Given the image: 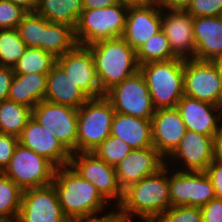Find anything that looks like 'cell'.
Returning a JSON list of instances; mask_svg holds the SVG:
<instances>
[{"mask_svg": "<svg viewBox=\"0 0 222 222\" xmlns=\"http://www.w3.org/2000/svg\"><path fill=\"white\" fill-rule=\"evenodd\" d=\"M52 184L57 191L62 211L70 222H92L115 213L113 209L107 211V214H101L111 204L70 165L56 168ZM99 214L101 216H97Z\"/></svg>", "mask_w": 222, "mask_h": 222, "instance_id": "1", "label": "cell"}, {"mask_svg": "<svg viewBox=\"0 0 222 222\" xmlns=\"http://www.w3.org/2000/svg\"><path fill=\"white\" fill-rule=\"evenodd\" d=\"M169 192L168 165L165 164L156 173L124 189L115 213L132 221L133 216H138L142 221L152 222L171 207Z\"/></svg>", "mask_w": 222, "mask_h": 222, "instance_id": "2", "label": "cell"}, {"mask_svg": "<svg viewBox=\"0 0 222 222\" xmlns=\"http://www.w3.org/2000/svg\"><path fill=\"white\" fill-rule=\"evenodd\" d=\"M87 47L93 55L103 95L139 70L135 49L122 37L102 40Z\"/></svg>", "mask_w": 222, "mask_h": 222, "instance_id": "3", "label": "cell"}, {"mask_svg": "<svg viewBox=\"0 0 222 222\" xmlns=\"http://www.w3.org/2000/svg\"><path fill=\"white\" fill-rule=\"evenodd\" d=\"M152 104L157 109L175 108L184 95V59L149 62L139 65Z\"/></svg>", "mask_w": 222, "mask_h": 222, "instance_id": "4", "label": "cell"}, {"mask_svg": "<svg viewBox=\"0 0 222 222\" xmlns=\"http://www.w3.org/2000/svg\"><path fill=\"white\" fill-rule=\"evenodd\" d=\"M128 8L121 3L98 9H83L75 28L78 45L89 46L96 42L122 37Z\"/></svg>", "mask_w": 222, "mask_h": 222, "instance_id": "5", "label": "cell"}, {"mask_svg": "<svg viewBox=\"0 0 222 222\" xmlns=\"http://www.w3.org/2000/svg\"><path fill=\"white\" fill-rule=\"evenodd\" d=\"M115 113L105 96L89 98L78 109L76 152H92L109 137Z\"/></svg>", "mask_w": 222, "mask_h": 222, "instance_id": "6", "label": "cell"}, {"mask_svg": "<svg viewBox=\"0 0 222 222\" xmlns=\"http://www.w3.org/2000/svg\"><path fill=\"white\" fill-rule=\"evenodd\" d=\"M55 170L49 160L18 143L2 173L24 191L52 184Z\"/></svg>", "mask_w": 222, "mask_h": 222, "instance_id": "7", "label": "cell"}, {"mask_svg": "<svg viewBox=\"0 0 222 222\" xmlns=\"http://www.w3.org/2000/svg\"><path fill=\"white\" fill-rule=\"evenodd\" d=\"M115 112L142 119H151L155 113L145 79L138 70L114 86L104 95Z\"/></svg>", "mask_w": 222, "mask_h": 222, "instance_id": "8", "label": "cell"}, {"mask_svg": "<svg viewBox=\"0 0 222 222\" xmlns=\"http://www.w3.org/2000/svg\"><path fill=\"white\" fill-rule=\"evenodd\" d=\"M69 165L84 180L93 184L109 203L116 202L114 208L121 203L123 190L119 186L115 167L105 163L93 152L71 153Z\"/></svg>", "mask_w": 222, "mask_h": 222, "instance_id": "9", "label": "cell"}, {"mask_svg": "<svg viewBox=\"0 0 222 222\" xmlns=\"http://www.w3.org/2000/svg\"><path fill=\"white\" fill-rule=\"evenodd\" d=\"M184 95L222 107V80L212 61L184 59Z\"/></svg>", "mask_w": 222, "mask_h": 222, "instance_id": "10", "label": "cell"}, {"mask_svg": "<svg viewBox=\"0 0 222 222\" xmlns=\"http://www.w3.org/2000/svg\"><path fill=\"white\" fill-rule=\"evenodd\" d=\"M168 167L171 207H202L215 198L214 187L205 172L174 171Z\"/></svg>", "mask_w": 222, "mask_h": 222, "instance_id": "11", "label": "cell"}, {"mask_svg": "<svg viewBox=\"0 0 222 222\" xmlns=\"http://www.w3.org/2000/svg\"><path fill=\"white\" fill-rule=\"evenodd\" d=\"M32 117L43 127L52 128L61 144L76 153L78 109L42 100L32 109Z\"/></svg>", "mask_w": 222, "mask_h": 222, "instance_id": "12", "label": "cell"}, {"mask_svg": "<svg viewBox=\"0 0 222 222\" xmlns=\"http://www.w3.org/2000/svg\"><path fill=\"white\" fill-rule=\"evenodd\" d=\"M15 222H70L64 215L53 184L22 192Z\"/></svg>", "mask_w": 222, "mask_h": 222, "instance_id": "13", "label": "cell"}, {"mask_svg": "<svg viewBox=\"0 0 222 222\" xmlns=\"http://www.w3.org/2000/svg\"><path fill=\"white\" fill-rule=\"evenodd\" d=\"M168 158L165 160V164L170 167L173 165L172 162L177 163L173 165L176 167L180 161L179 169L173 167L174 170L205 172L208 165L215 159V139L187 130L178 147Z\"/></svg>", "mask_w": 222, "mask_h": 222, "instance_id": "14", "label": "cell"}, {"mask_svg": "<svg viewBox=\"0 0 222 222\" xmlns=\"http://www.w3.org/2000/svg\"><path fill=\"white\" fill-rule=\"evenodd\" d=\"M56 63L89 98L104 96L100 89L93 55L87 46L77 44L72 50L57 57Z\"/></svg>", "mask_w": 222, "mask_h": 222, "instance_id": "15", "label": "cell"}, {"mask_svg": "<svg viewBox=\"0 0 222 222\" xmlns=\"http://www.w3.org/2000/svg\"><path fill=\"white\" fill-rule=\"evenodd\" d=\"M53 133L52 128L43 127L31 117L19 136V143L49 160L56 168L67 166L70 162L71 153Z\"/></svg>", "mask_w": 222, "mask_h": 222, "instance_id": "16", "label": "cell"}, {"mask_svg": "<svg viewBox=\"0 0 222 222\" xmlns=\"http://www.w3.org/2000/svg\"><path fill=\"white\" fill-rule=\"evenodd\" d=\"M187 130L216 139L222 130V107L183 95L176 106Z\"/></svg>", "mask_w": 222, "mask_h": 222, "instance_id": "17", "label": "cell"}, {"mask_svg": "<svg viewBox=\"0 0 222 222\" xmlns=\"http://www.w3.org/2000/svg\"><path fill=\"white\" fill-rule=\"evenodd\" d=\"M161 30L176 57L194 59L193 17L187 10L162 9Z\"/></svg>", "mask_w": 222, "mask_h": 222, "instance_id": "18", "label": "cell"}, {"mask_svg": "<svg viewBox=\"0 0 222 222\" xmlns=\"http://www.w3.org/2000/svg\"><path fill=\"white\" fill-rule=\"evenodd\" d=\"M153 147L166 160L187 131L177 108L155 110L151 118Z\"/></svg>", "mask_w": 222, "mask_h": 222, "instance_id": "19", "label": "cell"}, {"mask_svg": "<svg viewBox=\"0 0 222 222\" xmlns=\"http://www.w3.org/2000/svg\"><path fill=\"white\" fill-rule=\"evenodd\" d=\"M164 165L165 159L154 147L133 149L115 167L119 186L124 190L129 185L156 173Z\"/></svg>", "mask_w": 222, "mask_h": 222, "instance_id": "20", "label": "cell"}, {"mask_svg": "<svg viewBox=\"0 0 222 222\" xmlns=\"http://www.w3.org/2000/svg\"><path fill=\"white\" fill-rule=\"evenodd\" d=\"M162 9L156 4L128 8L122 38L137 51L150 37L161 30Z\"/></svg>", "mask_w": 222, "mask_h": 222, "instance_id": "21", "label": "cell"}, {"mask_svg": "<svg viewBox=\"0 0 222 222\" xmlns=\"http://www.w3.org/2000/svg\"><path fill=\"white\" fill-rule=\"evenodd\" d=\"M194 59L214 61L222 56V16L193 17Z\"/></svg>", "mask_w": 222, "mask_h": 222, "instance_id": "22", "label": "cell"}, {"mask_svg": "<svg viewBox=\"0 0 222 222\" xmlns=\"http://www.w3.org/2000/svg\"><path fill=\"white\" fill-rule=\"evenodd\" d=\"M88 99L89 97L55 63L47 73L44 101L79 109Z\"/></svg>", "mask_w": 222, "mask_h": 222, "instance_id": "23", "label": "cell"}, {"mask_svg": "<svg viewBox=\"0 0 222 222\" xmlns=\"http://www.w3.org/2000/svg\"><path fill=\"white\" fill-rule=\"evenodd\" d=\"M110 135L122 139L132 149L153 147L151 119H142L116 112Z\"/></svg>", "mask_w": 222, "mask_h": 222, "instance_id": "24", "label": "cell"}, {"mask_svg": "<svg viewBox=\"0 0 222 222\" xmlns=\"http://www.w3.org/2000/svg\"><path fill=\"white\" fill-rule=\"evenodd\" d=\"M46 87L45 73L14 74L7 99L33 109L44 100Z\"/></svg>", "mask_w": 222, "mask_h": 222, "instance_id": "25", "label": "cell"}, {"mask_svg": "<svg viewBox=\"0 0 222 222\" xmlns=\"http://www.w3.org/2000/svg\"><path fill=\"white\" fill-rule=\"evenodd\" d=\"M82 10V0H39L35 13L49 22L67 24L75 29Z\"/></svg>", "mask_w": 222, "mask_h": 222, "instance_id": "26", "label": "cell"}, {"mask_svg": "<svg viewBox=\"0 0 222 222\" xmlns=\"http://www.w3.org/2000/svg\"><path fill=\"white\" fill-rule=\"evenodd\" d=\"M31 117V108L9 99L3 100L0 102V133L19 137Z\"/></svg>", "mask_w": 222, "mask_h": 222, "instance_id": "27", "label": "cell"}, {"mask_svg": "<svg viewBox=\"0 0 222 222\" xmlns=\"http://www.w3.org/2000/svg\"><path fill=\"white\" fill-rule=\"evenodd\" d=\"M77 45L75 29L67 24L47 21L45 51L54 57L62 56Z\"/></svg>", "mask_w": 222, "mask_h": 222, "instance_id": "28", "label": "cell"}, {"mask_svg": "<svg viewBox=\"0 0 222 222\" xmlns=\"http://www.w3.org/2000/svg\"><path fill=\"white\" fill-rule=\"evenodd\" d=\"M56 63V57L41 48L27 47L13 67L14 74H47Z\"/></svg>", "mask_w": 222, "mask_h": 222, "instance_id": "29", "label": "cell"}, {"mask_svg": "<svg viewBox=\"0 0 222 222\" xmlns=\"http://www.w3.org/2000/svg\"><path fill=\"white\" fill-rule=\"evenodd\" d=\"M17 31L27 47L45 51L47 20L35 12H28L17 26Z\"/></svg>", "mask_w": 222, "mask_h": 222, "instance_id": "30", "label": "cell"}, {"mask_svg": "<svg viewBox=\"0 0 222 222\" xmlns=\"http://www.w3.org/2000/svg\"><path fill=\"white\" fill-rule=\"evenodd\" d=\"M177 58L170 47V43L162 30L150 37L137 51L138 65L149 62L168 61Z\"/></svg>", "mask_w": 222, "mask_h": 222, "instance_id": "31", "label": "cell"}, {"mask_svg": "<svg viewBox=\"0 0 222 222\" xmlns=\"http://www.w3.org/2000/svg\"><path fill=\"white\" fill-rule=\"evenodd\" d=\"M23 190L0 172V218L15 222L21 206Z\"/></svg>", "mask_w": 222, "mask_h": 222, "instance_id": "32", "label": "cell"}, {"mask_svg": "<svg viewBox=\"0 0 222 222\" xmlns=\"http://www.w3.org/2000/svg\"><path fill=\"white\" fill-rule=\"evenodd\" d=\"M26 48L16 28L0 29V66L13 68Z\"/></svg>", "mask_w": 222, "mask_h": 222, "instance_id": "33", "label": "cell"}, {"mask_svg": "<svg viewBox=\"0 0 222 222\" xmlns=\"http://www.w3.org/2000/svg\"><path fill=\"white\" fill-rule=\"evenodd\" d=\"M132 150L122 139L110 135L92 152L105 163L116 167Z\"/></svg>", "mask_w": 222, "mask_h": 222, "instance_id": "34", "label": "cell"}, {"mask_svg": "<svg viewBox=\"0 0 222 222\" xmlns=\"http://www.w3.org/2000/svg\"><path fill=\"white\" fill-rule=\"evenodd\" d=\"M152 222H202L200 207L174 206L160 213Z\"/></svg>", "mask_w": 222, "mask_h": 222, "instance_id": "35", "label": "cell"}, {"mask_svg": "<svg viewBox=\"0 0 222 222\" xmlns=\"http://www.w3.org/2000/svg\"><path fill=\"white\" fill-rule=\"evenodd\" d=\"M28 12L9 0H0V29L17 28Z\"/></svg>", "mask_w": 222, "mask_h": 222, "instance_id": "36", "label": "cell"}, {"mask_svg": "<svg viewBox=\"0 0 222 222\" xmlns=\"http://www.w3.org/2000/svg\"><path fill=\"white\" fill-rule=\"evenodd\" d=\"M186 10L192 17L222 16V0H192Z\"/></svg>", "mask_w": 222, "mask_h": 222, "instance_id": "37", "label": "cell"}, {"mask_svg": "<svg viewBox=\"0 0 222 222\" xmlns=\"http://www.w3.org/2000/svg\"><path fill=\"white\" fill-rule=\"evenodd\" d=\"M19 143V137L0 133V172L8 166L14 150Z\"/></svg>", "mask_w": 222, "mask_h": 222, "instance_id": "38", "label": "cell"}, {"mask_svg": "<svg viewBox=\"0 0 222 222\" xmlns=\"http://www.w3.org/2000/svg\"><path fill=\"white\" fill-rule=\"evenodd\" d=\"M200 209L202 222H222V198H213Z\"/></svg>", "mask_w": 222, "mask_h": 222, "instance_id": "39", "label": "cell"}, {"mask_svg": "<svg viewBox=\"0 0 222 222\" xmlns=\"http://www.w3.org/2000/svg\"><path fill=\"white\" fill-rule=\"evenodd\" d=\"M215 190V198H222V164L213 160L205 170Z\"/></svg>", "mask_w": 222, "mask_h": 222, "instance_id": "40", "label": "cell"}, {"mask_svg": "<svg viewBox=\"0 0 222 222\" xmlns=\"http://www.w3.org/2000/svg\"><path fill=\"white\" fill-rule=\"evenodd\" d=\"M13 76V68L0 66V102L8 98Z\"/></svg>", "mask_w": 222, "mask_h": 222, "instance_id": "41", "label": "cell"}, {"mask_svg": "<svg viewBox=\"0 0 222 222\" xmlns=\"http://www.w3.org/2000/svg\"><path fill=\"white\" fill-rule=\"evenodd\" d=\"M192 0H157V5L161 9L186 10Z\"/></svg>", "mask_w": 222, "mask_h": 222, "instance_id": "42", "label": "cell"}, {"mask_svg": "<svg viewBox=\"0 0 222 222\" xmlns=\"http://www.w3.org/2000/svg\"><path fill=\"white\" fill-rule=\"evenodd\" d=\"M82 2L83 9H98L116 5L119 3V0H82Z\"/></svg>", "mask_w": 222, "mask_h": 222, "instance_id": "43", "label": "cell"}, {"mask_svg": "<svg viewBox=\"0 0 222 222\" xmlns=\"http://www.w3.org/2000/svg\"><path fill=\"white\" fill-rule=\"evenodd\" d=\"M119 3L127 8H137L154 5L157 3V0H119Z\"/></svg>", "mask_w": 222, "mask_h": 222, "instance_id": "44", "label": "cell"}, {"mask_svg": "<svg viewBox=\"0 0 222 222\" xmlns=\"http://www.w3.org/2000/svg\"><path fill=\"white\" fill-rule=\"evenodd\" d=\"M13 4L21 6L27 12H35L39 0H9Z\"/></svg>", "mask_w": 222, "mask_h": 222, "instance_id": "45", "label": "cell"}, {"mask_svg": "<svg viewBox=\"0 0 222 222\" xmlns=\"http://www.w3.org/2000/svg\"><path fill=\"white\" fill-rule=\"evenodd\" d=\"M215 160L222 164V130L215 139Z\"/></svg>", "mask_w": 222, "mask_h": 222, "instance_id": "46", "label": "cell"}, {"mask_svg": "<svg viewBox=\"0 0 222 222\" xmlns=\"http://www.w3.org/2000/svg\"><path fill=\"white\" fill-rule=\"evenodd\" d=\"M134 221H135V219L133 220V222ZM92 222H132V220L120 217L119 215L114 213L110 217L99 219V220H95V221H92Z\"/></svg>", "mask_w": 222, "mask_h": 222, "instance_id": "47", "label": "cell"}, {"mask_svg": "<svg viewBox=\"0 0 222 222\" xmlns=\"http://www.w3.org/2000/svg\"><path fill=\"white\" fill-rule=\"evenodd\" d=\"M213 62L217 66V68L219 70V74L221 76V80H222V56L215 59Z\"/></svg>", "mask_w": 222, "mask_h": 222, "instance_id": "48", "label": "cell"}, {"mask_svg": "<svg viewBox=\"0 0 222 222\" xmlns=\"http://www.w3.org/2000/svg\"><path fill=\"white\" fill-rule=\"evenodd\" d=\"M0 222H11L10 220H7L5 218H0Z\"/></svg>", "mask_w": 222, "mask_h": 222, "instance_id": "49", "label": "cell"}]
</instances>
